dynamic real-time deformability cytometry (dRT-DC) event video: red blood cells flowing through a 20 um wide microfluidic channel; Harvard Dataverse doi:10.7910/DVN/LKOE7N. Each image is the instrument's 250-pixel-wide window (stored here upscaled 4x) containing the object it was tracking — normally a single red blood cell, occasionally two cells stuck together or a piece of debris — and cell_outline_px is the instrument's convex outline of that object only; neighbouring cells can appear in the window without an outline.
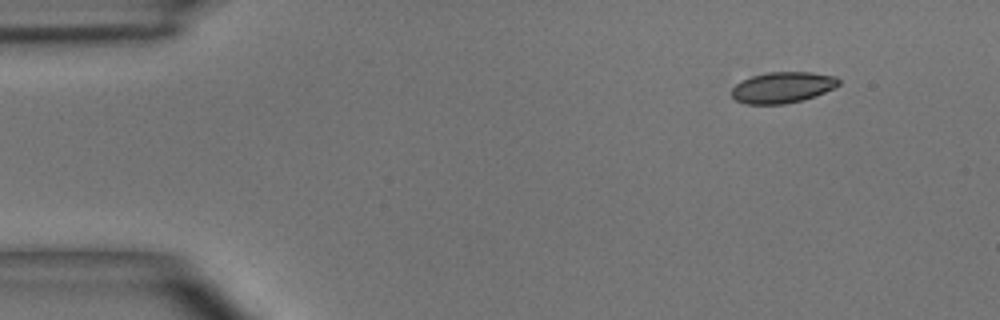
{"species": "common noctule bat (a hibernating species)", "species_latin": "Nyctalus noctula", "temperature_condition": "room temperature", "stored_images_in_passage": 2, "camera_frame_rate_fps": 3000, "um_per_image_px": 0.085, "animal": {"sex": "male", "body_mass_g": 15.6}, "frame": {"image": 1, "passage_image": 2, "time_ms": 2.0, "image_size_px": [1000, 320], "cell_outline_px": [[840, 84], [816, 96], [804, 100], [784, 104], [744, 104], [736, 100], [732, 96], [732, 88], [740, 80], [752, 76], [768, 72], [812, 72], [836, 76], [840, 80]], "centroid_in_image_um": [66.51, 7.43], "position_along_channel_um": 18.5, "area_um2": 19.48}}